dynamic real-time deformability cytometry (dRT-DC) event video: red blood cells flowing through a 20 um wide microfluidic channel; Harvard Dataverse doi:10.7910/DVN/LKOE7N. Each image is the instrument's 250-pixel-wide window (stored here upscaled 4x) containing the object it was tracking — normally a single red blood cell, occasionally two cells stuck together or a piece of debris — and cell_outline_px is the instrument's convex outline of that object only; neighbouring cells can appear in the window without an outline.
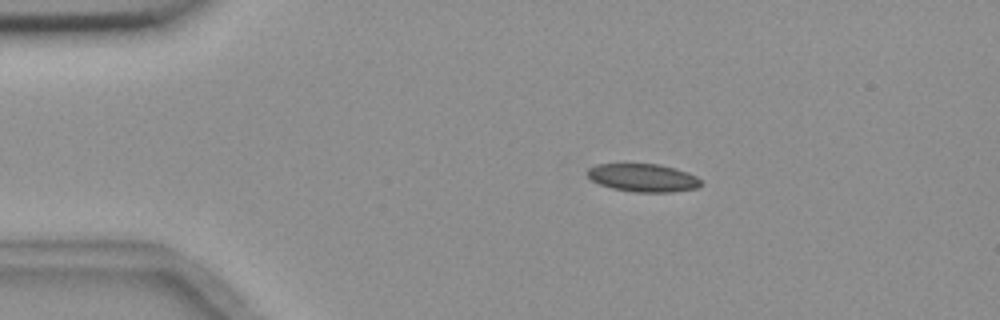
{"species": "common noctule bat (a hibernating species)", "species_latin": "Nyctalus noctula", "temperature_condition": "room temperature", "stored_images_in_passage": 6, "camera_frame_rate_fps": 3000, "um_per_image_px": 0.085, "animal": {"sex": "female", "body_mass_g": 18.4}, "frame": {"image": 1, "passage_image": 3, "time_ms": 2.333, "image_size_px": [1000, 320], "cell_outline_px": [[704, 184], [696, 188], [672, 192], [636, 192], [612, 188], [600, 184], [592, 180], [588, 176], [588, 168], [596, 164], [660, 164], [676, 168], [688, 172], [696, 176]], "centroid_in_image_um": [54.7, 15.1], "position_along_channel_um": 30.3, "area_um2": 18.55}}
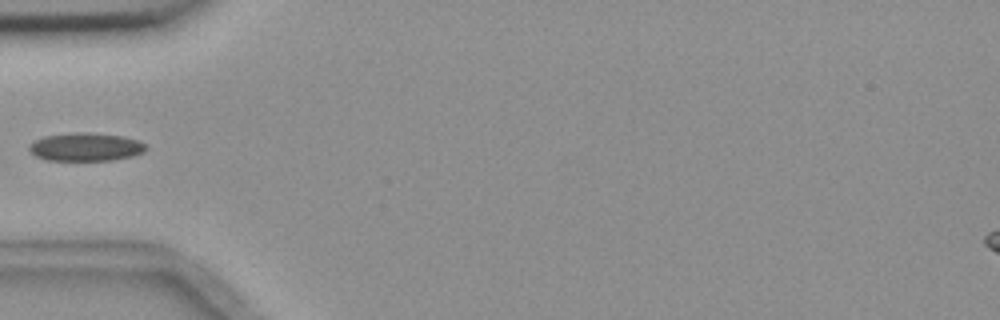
{"frame": {"image": 2, "passage_image": 5, "time_ms": 5.0, "image_size_px": [1000, 320], "cell_outline_px": [[148, 148], [144, 152], [132, 156], [112, 160], [44, 160], [36, 156], [28, 148], [28, 144], [44, 136], [76, 132], [84, 132], [120, 136], [136, 140], [144, 144]], "centroid_in_image_um": [7.26, 12.5], "position_along_channel_um": 77.7, "area_um2": 19.02}}